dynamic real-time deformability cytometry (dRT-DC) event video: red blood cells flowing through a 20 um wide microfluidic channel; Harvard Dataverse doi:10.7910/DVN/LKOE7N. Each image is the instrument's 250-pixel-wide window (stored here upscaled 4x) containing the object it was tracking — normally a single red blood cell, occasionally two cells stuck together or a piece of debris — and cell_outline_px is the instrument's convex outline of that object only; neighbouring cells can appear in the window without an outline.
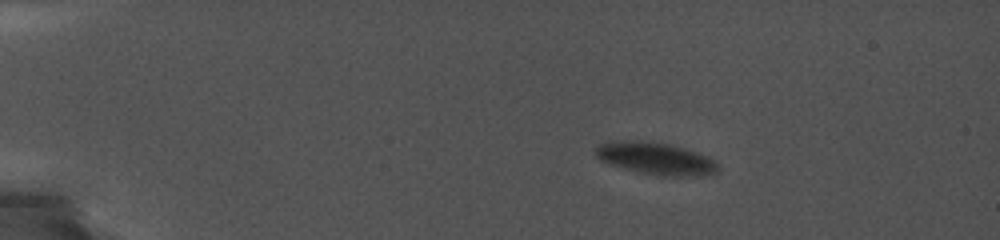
{"species": "common noctule bat (a hibernating species)", "species_latin": "Nyctalus noctula", "temperature_condition": "cold", "stored_images_in_passage": 9, "camera_frame_rate_fps": 5000, "um_per_image_px": 0.085, "animal": {"sex": "female", "body_mass_g": 19.0, "forearm_length_mm": 56.7}, "frame": {"image": 1, "passage_image": 4, "time_ms": 2.8, "image_size_px": [1000, 240], "cell_outline_px": [[720, 168], [716, 172], [700, 176], [664, 176], [640, 172], [608, 164], [600, 160], [596, 156], [596, 144], [612, 140], [640, 140], [668, 144], [696, 152], [708, 156], [716, 160]], "centroid_in_image_um": [55.72, 13.46], "position_along_channel_um": 29.3, "area_um2": 23.12}}